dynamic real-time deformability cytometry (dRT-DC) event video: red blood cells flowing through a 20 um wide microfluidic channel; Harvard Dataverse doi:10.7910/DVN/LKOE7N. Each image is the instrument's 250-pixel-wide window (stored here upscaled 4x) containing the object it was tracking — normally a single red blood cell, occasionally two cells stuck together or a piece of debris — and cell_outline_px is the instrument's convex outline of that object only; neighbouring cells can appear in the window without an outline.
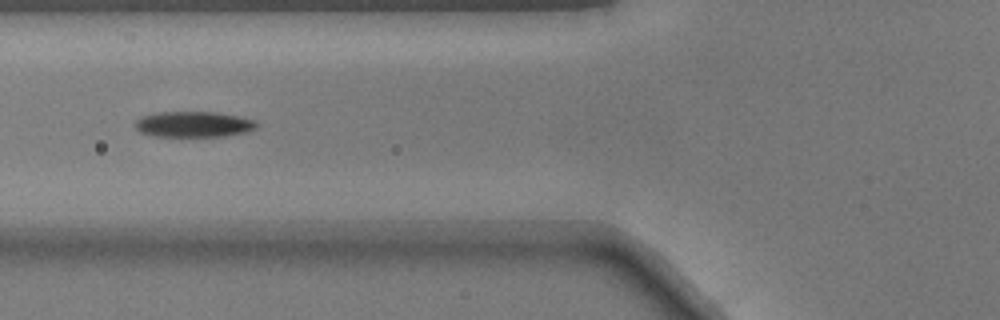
{"species": "common noctule bat (a hibernating species)", "species_latin": "Nyctalus noctula", "temperature_condition": "warm", "stored_images_in_passage": 40, "camera_frame_rate_fps": 3000, "um_per_image_px": 0.085, "animal": {"sex": "male", "body_mass_g": 17.9}, "frame": {"image": 1, "passage_image": 9, "time_ms": 2.667, "image_size_px": [1000, 320], "cell_outline_px": [[260, 124], [256, 128], [244, 132], [224, 136], [152, 136], [140, 132], [136, 128], [136, 120], [140, 116], [160, 112], [216, 112], [240, 116], [256, 120]], "centroid_in_image_um": [16.48, 10.56], "position_along_channel_um": 109.3, "area_um2": 18.26}}
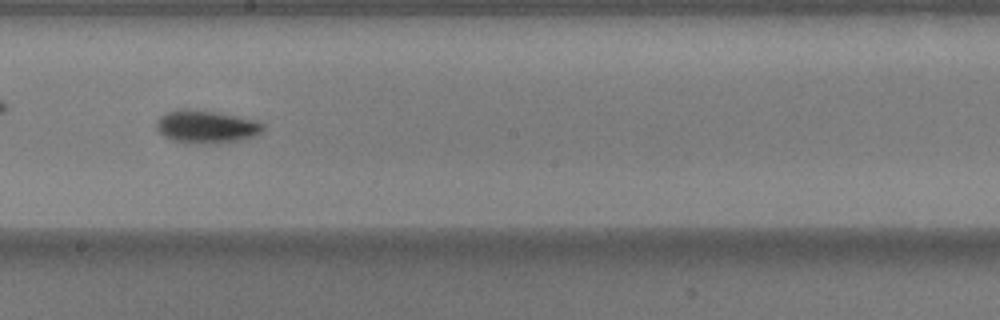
{"frame": {"image": 2, "passage_image": 18, "time_ms": 5.667, "image_size_px": [1000, 320], "cell_outline_px": [[264, 128], [260, 132], [252, 136], [240, 140], [216, 144], [184, 144], [172, 140], [164, 136], [156, 128], [156, 120], [160, 116], [168, 112], [180, 108], [188, 108], [216, 112], [256, 120], [264, 124]], "centroid_in_image_um": [17.49, 10.78], "position_along_channel_um": 230.7, "area_um2": 20.69}}
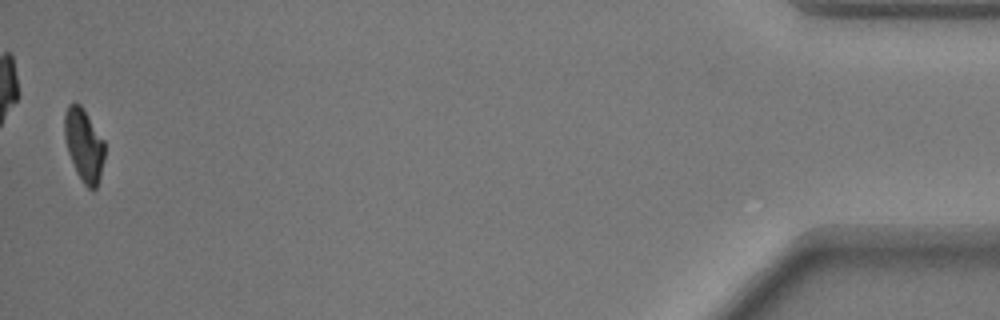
{"frame": {"image": 3, "passage_image": 39, "time_ms": 12.667, "image_size_px": [1000, 320], "cell_outline_px": [[104, 160], [100, 176], [96, 188], [92, 192], [84, 184], [76, 172], [68, 152], [64, 136], [64, 116], [68, 104], [80, 104], [104, 140]], "centroid_in_image_um": [7.13, 12.36], "position_along_channel_um": 428.1, "area_um2": 16.94}}